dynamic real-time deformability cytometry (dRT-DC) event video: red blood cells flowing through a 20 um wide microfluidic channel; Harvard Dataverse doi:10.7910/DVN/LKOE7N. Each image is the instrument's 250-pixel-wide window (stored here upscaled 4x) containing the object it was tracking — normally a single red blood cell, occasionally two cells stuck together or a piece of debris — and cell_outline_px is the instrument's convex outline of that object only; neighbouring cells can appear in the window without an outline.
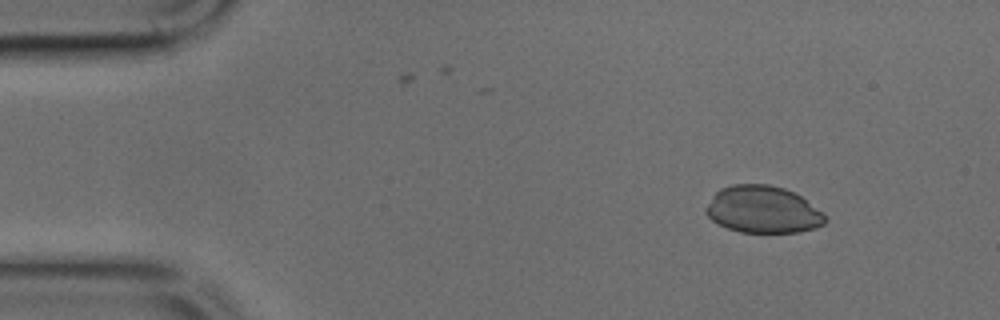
{"species": "common noctule bat (a hibernating species)", "species_latin": "Nyctalus noctula", "temperature_condition": "cold", "stored_images_in_passage": 47, "camera_frame_rate_fps": 3000, "um_per_image_px": 0.085, "animal": {"sex": "male", "body_mass_g": 17.9, "forearm_length_mm": 54.2}, "frame": {"image": 1, "passage_image": 5, "time_ms": 1.333, "image_size_px": [1000, 320], "cell_outline_px": [[828, 220], [824, 224], [816, 228], [800, 232], [740, 232], [728, 228], [712, 220], [704, 212], [704, 208], [712, 196], [720, 188], [732, 184], [768, 184], [784, 188], [800, 196], [820, 212]], "centroid_in_image_um": [64.8, 17.81], "position_along_channel_um": 20.2, "area_um2": 32.54}}
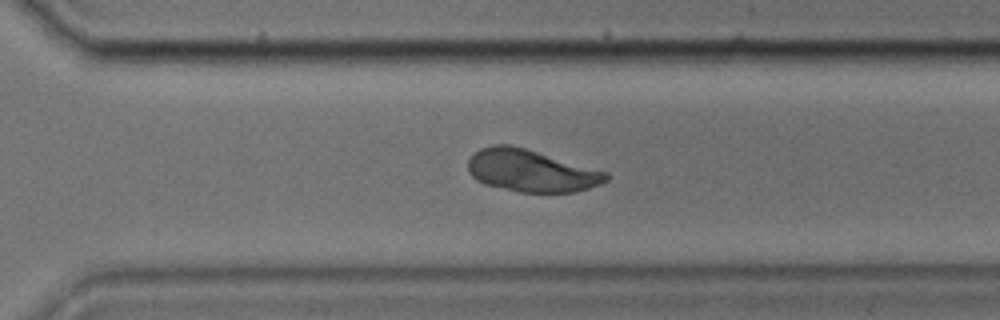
{"frame": {"image": 2, "passage_image": 33, "time_ms": 10.667, "image_size_px": [1000, 320], "cell_outline_px": [[612, 176], [608, 180], [600, 184], [576, 192], [520, 192], [484, 184], [476, 180], [468, 172], [468, 160], [480, 148], [492, 144], [508, 144], [524, 148], [608, 172]], "centroid_in_image_um": [45.15, 14.51], "position_along_channel_um": 325.5, "area_um2": 33.87}}
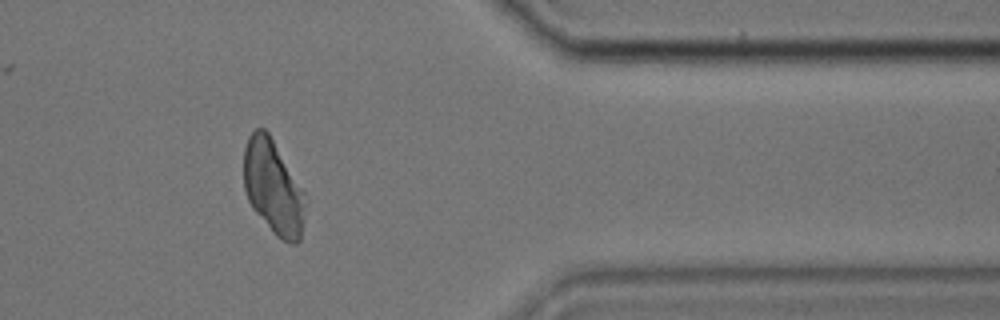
{"frame": {"image": 3, "passage_image": 39, "time_ms": 12.667, "image_size_px": [1000, 320], "cell_outline_px": [[308, 200], [300, 240], [296, 244], [292, 244], [276, 236], [252, 208], [248, 200], [244, 188], [244, 148], [248, 136], [256, 128], [264, 128], [268, 132], [304, 192]], "centroid_in_image_um": [23.23, 15.94], "position_along_channel_um": 388.2, "area_um2": 33.81}}